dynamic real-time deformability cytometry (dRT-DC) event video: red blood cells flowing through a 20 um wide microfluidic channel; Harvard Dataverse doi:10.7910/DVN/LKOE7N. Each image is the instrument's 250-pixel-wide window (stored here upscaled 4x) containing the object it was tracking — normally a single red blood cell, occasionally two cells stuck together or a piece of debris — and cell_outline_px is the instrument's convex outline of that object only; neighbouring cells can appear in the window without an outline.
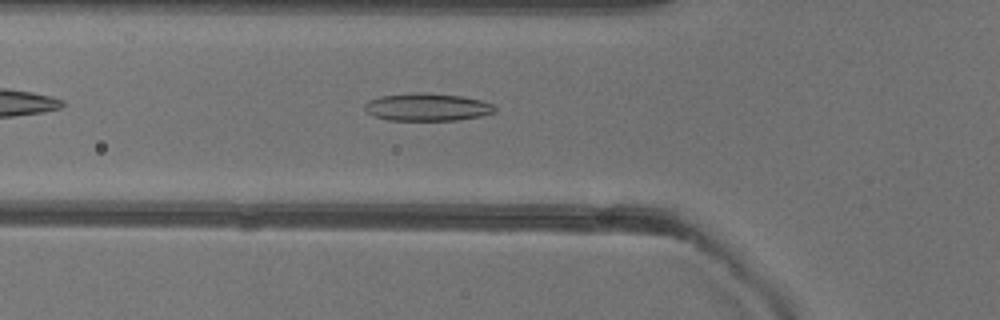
{"species": "common noctule bat (a hibernating species)", "species_latin": "Nyctalus noctula", "temperature_condition": "warm", "stored_images_in_passage": 40, "camera_frame_rate_fps": 3000, "um_per_image_px": 0.085, "animal": {"sex": "female"}, "frame": {"image": 1, "passage_image": 7, "time_ms": 2.0, "image_size_px": [1000, 320], "cell_outline_px": [[496, 108], [492, 112], [480, 116], [456, 120], [388, 120], [372, 116], [364, 108], [364, 104], [368, 100], [380, 96], [420, 92], [460, 96], [480, 100], [492, 104]], "centroid_in_image_um": [36.25, 9.1], "position_along_channel_um": 89.5, "area_um2": 20.75}}
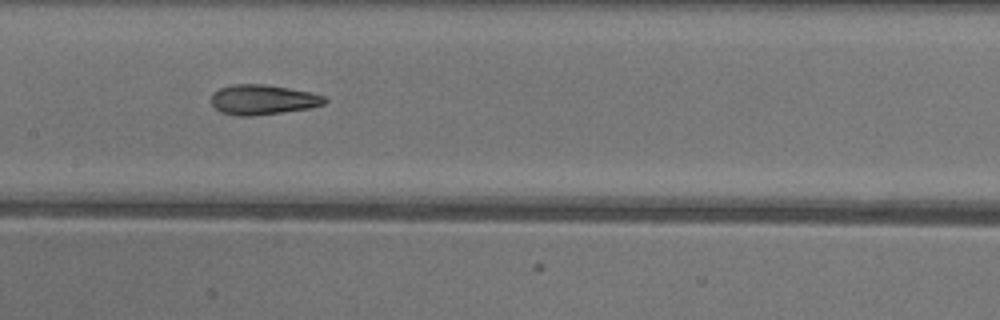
{"frame": {"image": 2, "passage_image": 14, "time_ms": 4.333, "image_size_px": [1000, 320], "cell_outline_px": [[328, 100], [324, 104], [308, 108], [252, 116], [240, 116], [220, 112], [212, 104], [212, 92], [220, 88], [232, 84], [264, 84], [312, 92], [324, 96]], "centroid_in_image_um": [22.33, 8.46], "position_along_channel_um": 185.1, "area_um2": 19.71}}
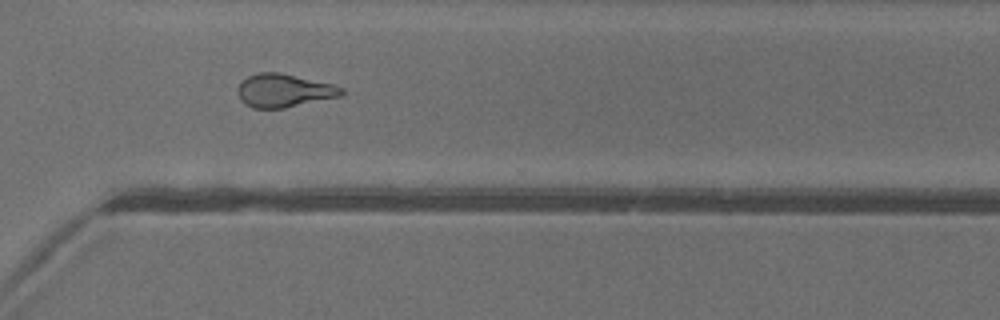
{"frame": {"image": 3, "passage_image": 26, "time_ms": 8.333, "image_size_px": [1000, 320], "cell_outline_px": [[344, 92], [340, 96], [284, 108], [252, 108], [244, 104], [240, 100], [236, 92], [236, 88], [240, 80], [256, 72], [280, 72], [332, 84], [344, 88]], "centroid_in_image_um": [24.06, 7.69], "position_along_channel_um": 346.5, "area_um2": 20.35}, "authors_computed_cell_mechanics": {"area_um2": 20.2589, "velocity_mm_per_s": 4.0487, "shape_relaxation_time_tau1_ms": 7.0763, "shape_relaxation_time_tau2_ms": 2.0115, "deformation_change_tau1": 0.2245, "deformation_change_tau2": 0.1143}}